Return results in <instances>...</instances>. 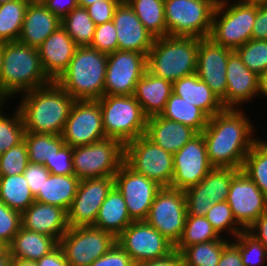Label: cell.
<instances>
[{
  "label": "cell",
  "instance_id": "816d5d0a",
  "mask_svg": "<svg viewBox=\"0 0 267 266\" xmlns=\"http://www.w3.org/2000/svg\"><path fill=\"white\" fill-rule=\"evenodd\" d=\"M90 266H135L129 254L116 242Z\"/></svg>",
  "mask_w": 267,
  "mask_h": 266
},
{
  "label": "cell",
  "instance_id": "5b68a950",
  "mask_svg": "<svg viewBox=\"0 0 267 266\" xmlns=\"http://www.w3.org/2000/svg\"><path fill=\"white\" fill-rule=\"evenodd\" d=\"M200 39L170 35L155 38L147 56V70L171 83L195 74Z\"/></svg>",
  "mask_w": 267,
  "mask_h": 266
},
{
  "label": "cell",
  "instance_id": "6da1fadb",
  "mask_svg": "<svg viewBox=\"0 0 267 266\" xmlns=\"http://www.w3.org/2000/svg\"><path fill=\"white\" fill-rule=\"evenodd\" d=\"M254 127L241 108H224L209 118L202 135L210 164L241 170L246 155L259 137L254 136Z\"/></svg>",
  "mask_w": 267,
  "mask_h": 266
},
{
  "label": "cell",
  "instance_id": "8d00e7d4",
  "mask_svg": "<svg viewBox=\"0 0 267 266\" xmlns=\"http://www.w3.org/2000/svg\"><path fill=\"white\" fill-rule=\"evenodd\" d=\"M61 26L78 47L90 46L96 25L86 8L80 6L74 8L61 19Z\"/></svg>",
  "mask_w": 267,
  "mask_h": 266
},
{
  "label": "cell",
  "instance_id": "89a4df30",
  "mask_svg": "<svg viewBox=\"0 0 267 266\" xmlns=\"http://www.w3.org/2000/svg\"><path fill=\"white\" fill-rule=\"evenodd\" d=\"M11 1H14V0H0V4H2V3H7V2H11Z\"/></svg>",
  "mask_w": 267,
  "mask_h": 266
},
{
  "label": "cell",
  "instance_id": "30bf717a",
  "mask_svg": "<svg viewBox=\"0 0 267 266\" xmlns=\"http://www.w3.org/2000/svg\"><path fill=\"white\" fill-rule=\"evenodd\" d=\"M124 162L135 172L170 187L174 175L173 155L145 135L124 145Z\"/></svg>",
  "mask_w": 267,
  "mask_h": 266
},
{
  "label": "cell",
  "instance_id": "db71d44e",
  "mask_svg": "<svg viewBox=\"0 0 267 266\" xmlns=\"http://www.w3.org/2000/svg\"><path fill=\"white\" fill-rule=\"evenodd\" d=\"M252 39L267 40V3L257 4V14L253 24Z\"/></svg>",
  "mask_w": 267,
  "mask_h": 266
},
{
  "label": "cell",
  "instance_id": "2e32d148",
  "mask_svg": "<svg viewBox=\"0 0 267 266\" xmlns=\"http://www.w3.org/2000/svg\"><path fill=\"white\" fill-rule=\"evenodd\" d=\"M146 70L145 54L124 50L108 54L104 95H133Z\"/></svg>",
  "mask_w": 267,
  "mask_h": 266
},
{
  "label": "cell",
  "instance_id": "680465c9",
  "mask_svg": "<svg viewBox=\"0 0 267 266\" xmlns=\"http://www.w3.org/2000/svg\"><path fill=\"white\" fill-rule=\"evenodd\" d=\"M267 249V210H265L248 229Z\"/></svg>",
  "mask_w": 267,
  "mask_h": 266
},
{
  "label": "cell",
  "instance_id": "2644e50d",
  "mask_svg": "<svg viewBox=\"0 0 267 266\" xmlns=\"http://www.w3.org/2000/svg\"><path fill=\"white\" fill-rule=\"evenodd\" d=\"M5 101L0 97V105L4 103Z\"/></svg>",
  "mask_w": 267,
  "mask_h": 266
},
{
  "label": "cell",
  "instance_id": "9f6ffc18",
  "mask_svg": "<svg viewBox=\"0 0 267 266\" xmlns=\"http://www.w3.org/2000/svg\"><path fill=\"white\" fill-rule=\"evenodd\" d=\"M42 2L60 19L78 6L77 0H42Z\"/></svg>",
  "mask_w": 267,
  "mask_h": 266
},
{
  "label": "cell",
  "instance_id": "4dcf8cb0",
  "mask_svg": "<svg viewBox=\"0 0 267 266\" xmlns=\"http://www.w3.org/2000/svg\"><path fill=\"white\" fill-rule=\"evenodd\" d=\"M79 182L80 179L75 175L50 173L35 196V201L59 206L68 211L77 193Z\"/></svg>",
  "mask_w": 267,
  "mask_h": 266
},
{
  "label": "cell",
  "instance_id": "4316f807",
  "mask_svg": "<svg viewBox=\"0 0 267 266\" xmlns=\"http://www.w3.org/2000/svg\"><path fill=\"white\" fill-rule=\"evenodd\" d=\"M197 134L194 129L160 115L147 118L145 136L172 155Z\"/></svg>",
  "mask_w": 267,
  "mask_h": 266
},
{
  "label": "cell",
  "instance_id": "c3c4849f",
  "mask_svg": "<svg viewBox=\"0 0 267 266\" xmlns=\"http://www.w3.org/2000/svg\"><path fill=\"white\" fill-rule=\"evenodd\" d=\"M89 47L97 49L105 54H110L118 50L116 28L113 21L96 25L94 36Z\"/></svg>",
  "mask_w": 267,
  "mask_h": 266
},
{
  "label": "cell",
  "instance_id": "6125c7cd",
  "mask_svg": "<svg viewBox=\"0 0 267 266\" xmlns=\"http://www.w3.org/2000/svg\"><path fill=\"white\" fill-rule=\"evenodd\" d=\"M13 256L9 247L0 252V266H12Z\"/></svg>",
  "mask_w": 267,
  "mask_h": 266
},
{
  "label": "cell",
  "instance_id": "8992f818",
  "mask_svg": "<svg viewBox=\"0 0 267 266\" xmlns=\"http://www.w3.org/2000/svg\"><path fill=\"white\" fill-rule=\"evenodd\" d=\"M98 102L106 138L125 145L145 135L148 117L133 95H104Z\"/></svg>",
  "mask_w": 267,
  "mask_h": 266
},
{
  "label": "cell",
  "instance_id": "bcb514c9",
  "mask_svg": "<svg viewBox=\"0 0 267 266\" xmlns=\"http://www.w3.org/2000/svg\"><path fill=\"white\" fill-rule=\"evenodd\" d=\"M29 164L27 145L24 139L1 154L0 176L24 174Z\"/></svg>",
  "mask_w": 267,
  "mask_h": 266
},
{
  "label": "cell",
  "instance_id": "836d02e7",
  "mask_svg": "<svg viewBox=\"0 0 267 266\" xmlns=\"http://www.w3.org/2000/svg\"><path fill=\"white\" fill-rule=\"evenodd\" d=\"M0 200L20 213L35 201L24 174L0 176Z\"/></svg>",
  "mask_w": 267,
  "mask_h": 266
},
{
  "label": "cell",
  "instance_id": "9a60e30c",
  "mask_svg": "<svg viewBox=\"0 0 267 266\" xmlns=\"http://www.w3.org/2000/svg\"><path fill=\"white\" fill-rule=\"evenodd\" d=\"M114 186L122 194L133 221H145L158 191L157 182L135 172L123 162L114 175Z\"/></svg>",
  "mask_w": 267,
  "mask_h": 266
},
{
  "label": "cell",
  "instance_id": "a7ac6f4b",
  "mask_svg": "<svg viewBox=\"0 0 267 266\" xmlns=\"http://www.w3.org/2000/svg\"><path fill=\"white\" fill-rule=\"evenodd\" d=\"M7 246L0 241V252H2Z\"/></svg>",
  "mask_w": 267,
  "mask_h": 266
},
{
  "label": "cell",
  "instance_id": "8fae6325",
  "mask_svg": "<svg viewBox=\"0 0 267 266\" xmlns=\"http://www.w3.org/2000/svg\"><path fill=\"white\" fill-rule=\"evenodd\" d=\"M186 216L185 192L162 187L156 194L145 221L176 246L183 235Z\"/></svg>",
  "mask_w": 267,
  "mask_h": 266
},
{
  "label": "cell",
  "instance_id": "83f0119b",
  "mask_svg": "<svg viewBox=\"0 0 267 266\" xmlns=\"http://www.w3.org/2000/svg\"><path fill=\"white\" fill-rule=\"evenodd\" d=\"M172 93L200 108L209 118L221 112V99L195 73L172 83Z\"/></svg>",
  "mask_w": 267,
  "mask_h": 266
},
{
  "label": "cell",
  "instance_id": "e7e4bbea",
  "mask_svg": "<svg viewBox=\"0 0 267 266\" xmlns=\"http://www.w3.org/2000/svg\"><path fill=\"white\" fill-rule=\"evenodd\" d=\"M96 1H106V0H77V5L86 8Z\"/></svg>",
  "mask_w": 267,
  "mask_h": 266
},
{
  "label": "cell",
  "instance_id": "74e56055",
  "mask_svg": "<svg viewBox=\"0 0 267 266\" xmlns=\"http://www.w3.org/2000/svg\"><path fill=\"white\" fill-rule=\"evenodd\" d=\"M28 150L29 162L45 164L65 144L61 135L25 132L23 137Z\"/></svg>",
  "mask_w": 267,
  "mask_h": 266
},
{
  "label": "cell",
  "instance_id": "f907efd6",
  "mask_svg": "<svg viewBox=\"0 0 267 266\" xmlns=\"http://www.w3.org/2000/svg\"><path fill=\"white\" fill-rule=\"evenodd\" d=\"M122 0H106L96 1L87 6L88 15L91 17L95 25L112 21L115 10Z\"/></svg>",
  "mask_w": 267,
  "mask_h": 266
},
{
  "label": "cell",
  "instance_id": "7a4b0ae2",
  "mask_svg": "<svg viewBox=\"0 0 267 266\" xmlns=\"http://www.w3.org/2000/svg\"><path fill=\"white\" fill-rule=\"evenodd\" d=\"M18 109L25 132L61 135L75 102L56 81L25 92Z\"/></svg>",
  "mask_w": 267,
  "mask_h": 266
},
{
  "label": "cell",
  "instance_id": "be15d7a7",
  "mask_svg": "<svg viewBox=\"0 0 267 266\" xmlns=\"http://www.w3.org/2000/svg\"><path fill=\"white\" fill-rule=\"evenodd\" d=\"M12 266H38L36 261L13 257Z\"/></svg>",
  "mask_w": 267,
  "mask_h": 266
},
{
  "label": "cell",
  "instance_id": "484cf974",
  "mask_svg": "<svg viewBox=\"0 0 267 266\" xmlns=\"http://www.w3.org/2000/svg\"><path fill=\"white\" fill-rule=\"evenodd\" d=\"M60 26L61 19L51 12L42 1L29 2L18 41L38 48Z\"/></svg>",
  "mask_w": 267,
  "mask_h": 266
},
{
  "label": "cell",
  "instance_id": "3957f363",
  "mask_svg": "<svg viewBox=\"0 0 267 266\" xmlns=\"http://www.w3.org/2000/svg\"><path fill=\"white\" fill-rule=\"evenodd\" d=\"M50 82L43 71L37 48L19 41L2 43L0 97L5 102Z\"/></svg>",
  "mask_w": 267,
  "mask_h": 266
},
{
  "label": "cell",
  "instance_id": "7402d4cb",
  "mask_svg": "<svg viewBox=\"0 0 267 266\" xmlns=\"http://www.w3.org/2000/svg\"><path fill=\"white\" fill-rule=\"evenodd\" d=\"M226 72L227 90L221 99L224 108H242L258 96L259 76L242 62L235 51L228 57Z\"/></svg>",
  "mask_w": 267,
  "mask_h": 266
},
{
  "label": "cell",
  "instance_id": "8c879c8a",
  "mask_svg": "<svg viewBox=\"0 0 267 266\" xmlns=\"http://www.w3.org/2000/svg\"><path fill=\"white\" fill-rule=\"evenodd\" d=\"M30 2H37V1H42V0H29Z\"/></svg>",
  "mask_w": 267,
  "mask_h": 266
},
{
  "label": "cell",
  "instance_id": "f6af8a7d",
  "mask_svg": "<svg viewBox=\"0 0 267 266\" xmlns=\"http://www.w3.org/2000/svg\"><path fill=\"white\" fill-rule=\"evenodd\" d=\"M242 62L258 76L267 71V40L251 39L235 50Z\"/></svg>",
  "mask_w": 267,
  "mask_h": 266
},
{
  "label": "cell",
  "instance_id": "d4e9b609",
  "mask_svg": "<svg viewBox=\"0 0 267 266\" xmlns=\"http://www.w3.org/2000/svg\"><path fill=\"white\" fill-rule=\"evenodd\" d=\"M21 223L23 228L51 236L58 243L69 229L65 209L37 201L21 213Z\"/></svg>",
  "mask_w": 267,
  "mask_h": 266
},
{
  "label": "cell",
  "instance_id": "603a6c76",
  "mask_svg": "<svg viewBox=\"0 0 267 266\" xmlns=\"http://www.w3.org/2000/svg\"><path fill=\"white\" fill-rule=\"evenodd\" d=\"M112 21L116 28L118 50L139 52L148 56L155 37L146 30L126 0L119 3Z\"/></svg>",
  "mask_w": 267,
  "mask_h": 266
},
{
  "label": "cell",
  "instance_id": "7dc6e473",
  "mask_svg": "<svg viewBox=\"0 0 267 266\" xmlns=\"http://www.w3.org/2000/svg\"><path fill=\"white\" fill-rule=\"evenodd\" d=\"M21 226V213L0 200V241L8 247Z\"/></svg>",
  "mask_w": 267,
  "mask_h": 266
},
{
  "label": "cell",
  "instance_id": "ac0fdd59",
  "mask_svg": "<svg viewBox=\"0 0 267 266\" xmlns=\"http://www.w3.org/2000/svg\"><path fill=\"white\" fill-rule=\"evenodd\" d=\"M113 187L114 176L80 180L75 198L67 211L68 226H94L98 211Z\"/></svg>",
  "mask_w": 267,
  "mask_h": 266
},
{
  "label": "cell",
  "instance_id": "f546056e",
  "mask_svg": "<svg viewBox=\"0 0 267 266\" xmlns=\"http://www.w3.org/2000/svg\"><path fill=\"white\" fill-rule=\"evenodd\" d=\"M132 222L125 200L114 186L102 203L93 227L104 230L117 238Z\"/></svg>",
  "mask_w": 267,
  "mask_h": 266
},
{
  "label": "cell",
  "instance_id": "03108f58",
  "mask_svg": "<svg viewBox=\"0 0 267 266\" xmlns=\"http://www.w3.org/2000/svg\"><path fill=\"white\" fill-rule=\"evenodd\" d=\"M238 3L265 4L267 0H237Z\"/></svg>",
  "mask_w": 267,
  "mask_h": 266
},
{
  "label": "cell",
  "instance_id": "e0dca14e",
  "mask_svg": "<svg viewBox=\"0 0 267 266\" xmlns=\"http://www.w3.org/2000/svg\"><path fill=\"white\" fill-rule=\"evenodd\" d=\"M174 175L171 188L185 191L197 185L212 170L202 133H198L173 154Z\"/></svg>",
  "mask_w": 267,
  "mask_h": 266
},
{
  "label": "cell",
  "instance_id": "91938a15",
  "mask_svg": "<svg viewBox=\"0 0 267 266\" xmlns=\"http://www.w3.org/2000/svg\"><path fill=\"white\" fill-rule=\"evenodd\" d=\"M135 266H184V263L181 254L177 251H174L165 258L144 261Z\"/></svg>",
  "mask_w": 267,
  "mask_h": 266
},
{
  "label": "cell",
  "instance_id": "7c38bea8",
  "mask_svg": "<svg viewBox=\"0 0 267 266\" xmlns=\"http://www.w3.org/2000/svg\"><path fill=\"white\" fill-rule=\"evenodd\" d=\"M115 243L116 238L112 234L86 226L69 227L59 245L64 250L69 266H90Z\"/></svg>",
  "mask_w": 267,
  "mask_h": 266
},
{
  "label": "cell",
  "instance_id": "7bdbcfd3",
  "mask_svg": "<svg viewBox=\"0 0 267 266\" xmlns=\"http://www.w3.org/2000/svg\"><path fill=\"white\" fill-rule=\"evenodd\" d=\"M231 242L238 248L244 266H261L267 263L266 247L248 230L241 231Z\"/></svg>",
  "mask_w": 267,
  "mask_h": 266
},
{
  "label": "cell",
  "instance_id": "1f68e13d",
  "mask_svg": "<svg viewBox=\"0 0 267 266\" xmlns=\"http://www.w3.org/2000/svg\"><path fill=\"white\" fill-rule=\"evenodd\" d=\"M58 244L51 236L37 233L21 226L8 247L15 258L37 261L53 250Z\"/></svg>",
  "mask_w": 267,
  "mask_h": 266
},
{
  "label": "cell",
  "instance_id": "ffe728a7",
  "mask_svg": "<svg viewBox=\"0 0 267 266\" xmlns=\"http://www.w3.org/2000/svg\"><path fill=\"white\" fill-rule=\"evenodd\" d=\"M239 171L235 168L213 167L201 182L186 189L187 215L205 216L214 203L225 201L231 180Z\"/></svg>",
  "mask_w": 267,
  "mask_h": 266
},
{
  "label": "cell",
  "instance_id": "11a10c76",
  "mask_svg": "<svg viewBox=\"0 0 267 266\" xmlns=\"http://www.w3.org/2000/svg\"><path fill=\"white\" fill-rule=\"evenodd\" d=\"M36 262L38 266H69L64 250L59 244Z\"/></svg>",
  "mask_w": 267,
  "mask_h": 266
},
{
  "label": "cell",
  "instance_id": "4fadbf2b",
  "mask_svg": "<svg viewBox=\"0 0 267 266\" xmlns=\"http://www.w3.org/2000/svg\"><path fill=\"white\" fill-rule=\"evenodd\" d=\"M135 265L169 256L175 246L146 221H133L116 238Z\"/></svg>",
  "mask_w": 267,
  "mask_h": 266
},
{
  "label": "cell",
  "instance_id": "d6a6232c",
  "mask_svg": "<svg viewBox=\"0 0 267 266\" xmlns=\"http://www.w3.org/2000/svg\"><path fill=\"white\" fill-rule=\"evenodd\" d=\"M160 116L184 124L197 133L203 132L209 120V117L200 108L173 93Z\"/></svg>",
  "mask_w": 267,
  "mask_h": 266
},
{
  "label": "cell",
  "instance_id": "f35d334b",
  "mask_svg": "<svg viewBox=\"0 0 267 266\" xmlns=\"http://www.w3.org/2000/svg\"><path fill=\"white\" fill-rule=\"evenodd\" d=\"M230 239H218L186 247L180 254L184 266H218L224 247Z\"/></svg>",
  "mask_w": 267,
  "mask_h": 266
},
{
  "label": "cell",
  "instance_id": "d590c367",
  "mask_svg": "<svg viewBox=\"0 0 267 266\" xmlns=\"http://www.w3.org/2000/svg\"><path fill=\"white\" fill-rule=\"evenodd\" d=\"M29 0L0 4V43L18 41Z\"/></svg>",
  "mask_w": 267,
  "mask_h": 266
},
{
  "label": "cell",
  "instance_id": "ee69618b",
  "mask_svg": "<svg viewBox=\"0 0 267 266\" xmlns=\"http://www.w3.org/2000/svg\"><path fill=\"white\" fill-rule=\"evenodd\" d=\"M206 219L211 223L216 232L221 236L225 231L226 235L231 234L235 238L243 229L237 224L227 201L214 203L207 214Z\"/></svg>",
  "mask_w": 267,
  "mask_h": 266
},
{
  "label": "cell",
  "instance_id": "277c9868",
  "mask_svg": "<svg viewBox=\"0 0 267 266\" xmlns=\"http://www.w3.org/2000/svg\"><path fill=\"white\" fill-rule=\"evenodd\" d=\"M108 54L89 46L77 47L67 69L56 82L75 100L104 96Z\"/></svg>",
  "mask_w": 267,
  "mask_h": 266
},
{
  "label": "cell",
  "instance_id": "681fc988",
  "mask_svg": "<svg viewBox=\"0 0 267 266\" xmlns=\"http://www.w3.org/2000/svg\"><path fill=\"white\" fill-rule=\"evenodd\" d=\"M44 166L54 175H74L72 147L64 144Z\"/></svg>",
  "mask_w": 267,
  "mask_h": 266
},
{
  "label": "cell",
  "instance_id": "52a82bcc",
  "mask_svg": "<svg viewBox=\"0 0 267 266\" xmlns=\"http://www.w3.org/2000/svg\"><path fill=\"white\" fill-rule=\"evenodd\" d=\"M257 4L231 3L218 0L212 18L209 38L218 45L235 51L252 39Z\"/></svg>",
  "mask_w": 267,
  "mask_h": 266
},
{
  "label": "cell",
  "instance_id": "ab89813d",
  "mask_svg": "<svg viewBox=\"0 0 267 266\" xmlns=\"http://www.w3.org/2000/svg\"><path fill=\"white\" fill-rule=\"evenodd\" d=\"M228 238L229 236L221 237L205 216L187 215L183 235L175 246V251L181 253L186 247L194 244Z\"/></svg>",
  "mask_w": 267,
  "mask_h": 266
},
{
  "label": "cell",
  "instance_id": "44dd1931",
  "mask_svg": "<svg viewBox=\"0 0 267 266\" xmlns=\"http://www.w3.org/2000/svg\"><path fill=\"white\" fill-rule=\"evenodd\" d=\"M233 50L215 44L210 38L199 41L196 74L222 99L227 90L226 68Z\"/></svg>",
  "mask_w": 267,
  "mask_h": 266
},
{
  "label": "cell",
  "instance_id": "5bb4252c",
  "mask_svg": "<svg viewBox=\"0 0 267 266\" xmlns=\"http://www.w3.org/2000/svg\"><path fill=\"white\" fill-rule=\"evenodd\" d=\"M61 136L72 148L106 139L98 100H75Z\"/></svg>",
  "mask_w": 267,
  "mask_h": 266
},
{
  "label": "cell",
  "instance_id": "ba28073f",
  "mask_svg": "<svg viewBox=\"0 0 267 266\" xmlns=\"http://www.w3.org/2000/svg\"><path fill=\"white\" fill-rule=\"evenodd\" d=\"M218 0H164L167 36L209 38Z\"/></svg>",
  "mask_w": 267,
  "mask_h": 266
},
{
  "label": "cell",
  "instance_id": "60d3db41",
  "mask_svg": "<svg viewBox=\"0 0 267 266\" xmlns=\"http://www.w3.org/2000/svg\"><path fill=\"white\" fill-rule=\"evenodd\" d=\"M267 196V139L258 138L241 169Z\"/></svg>",
  "mask_w": 267,
  "mask_h": 266
},
{
  "label": "cell",
  "instance_id": "d6986e66",
  "mask_svg": "<svg viewBox=\"0 0 267 266\" xmlns=\"http://www.w3.org/2000/svg\"><path fill=\"white\" fill-rule=\"evenodd\" d=\"M226 201L243 230H248L267 210V196L242 170L232 178Z\"/></svg>",
  "mask_w": 267,
  "mask_h": 266
},
{
  "label": "cell",
  "instance_id": "003e7915",
  "mask_svg": "<svg viewBox=\"0 0 267 266\" xmlns=\"http://www.w3.org/2000/svg\"><path fill=\"white\" fill-rule=\"evenodd\" d=\"M2 78V43H0V83Z\"/></svg>",
  "mask_w": 267,
  "mask_h": 266
},
{
  "label": "cell",
  "instance_id": "cb8c5ba5",
  "mask_svg": "<svg viewBox=\"0 0 267 266\" xmlns=\"http://www.w3.org/2000/svg\"><path fill=\"white\" fill-rule=\"evenodd\" d=\"M77 47L60 26L37 48L43 71L51 81H56L67 69Z\"/></svg>",
  "mask_w": 267,
  "mask_h": 266
},
{
  "label": "cell",
  "instance_id": "f1b7e54d",
  "mask_svg": "<svg viewBox=\"0 0 267 266\" xmlns=\"http://www.w3.org/2000/svg\"><path fill=\"white\" fill-rule=\"evenodd\" d=\"M172 94V83L146 70L136 84L133 96L147 117L160 115Z\"/></svg>",
  "mask_w": 267,
  "mask_h": 266
},
{
  "label": "cell",
  "instance_id": "94428289",
  "mask_svg": "<svg viewBox=\"0 0 267 266\" xmlns=\"http://www.w3.org/2000/svg\"><path fill=\"white\" fill-rule=\"evenodd\" d=\"M258 96L265 97L267 100V71L259 75Z\"/></svg>",
  "mask_w": 267,
  "mask_h": 266
},
{
  "label": "cell",
  "instance_id": "6f0895ef",
  "mask_svg": "<svg viewBox=\"0 0 267 266\" xmlns=\"http://www.w3.org/2000/svg\"><path fill=\"white\" fill-rule=\"evenodd\" d=\"M218 266H244L238 248L231 241L224 247Z\"/></svg>",
  "mask_w": 267,
  "mask_h": 266
},
{
  "label": "cell",
  "instance_id": "e575fe53",
  "mask_svg": "<svg viewBox=\"0 0 267 266\" xmlns=\"http://www.w3.org/2000/svg\"><path fill=\"white\" fill-rule=\"evenodd\" d=\"M146 30L155 38L167 36L164 0H126Z\"/></svg>",
  "mask_w": 267,
  "mask_h": 266
},
{
  "label": "cell",
  "instance_id": "b9f144b4",
  "mask_svg": "<svg viewBox=\"0 0 267 266\" xmlns=\"http://www.w3.org/2000/svg\"><path fill=\"white\" fill-rule=\"evenodd\" d=\"M0 105V153L8 151L23 140L24 124L21 113L18 108L14 113L7 115L4 111V105Z\"/></svg>",
  "mask_w": 267,
  "mask_h": 266
},
{
  "label": "cell",
  "instance_id": "9c48e42d",
  "mask_svg": "<svg viewBox=\"0 0 267 266\" xmlns=\"http://www.w3.org/2000/svg\"><path fill=\"white\" fill-rule=\"evenodd\" d=\"M74 175L80 180L114 176L124 162V145L106 138L72 148Z\"/></svg>",
  "mask_w": 267,
  "mask_h": 266
},
{
  "label": "cell",
  "instance_id": "f5cc1de1",
  "mask_svg": "<svg viewBox=\"0 0 267 266\" xmlns=\"http://www.w3.org/2000/svg\"><path fill=\"white\" fill-rule=\"evenodd\" d=\"M49 175L50 172L44 165L29 162L24 172V176L34 197L38 194L39 189Z\"/></svg>",
  "mask_w": 267,
  "mask_h": 266
}]
</instances>
